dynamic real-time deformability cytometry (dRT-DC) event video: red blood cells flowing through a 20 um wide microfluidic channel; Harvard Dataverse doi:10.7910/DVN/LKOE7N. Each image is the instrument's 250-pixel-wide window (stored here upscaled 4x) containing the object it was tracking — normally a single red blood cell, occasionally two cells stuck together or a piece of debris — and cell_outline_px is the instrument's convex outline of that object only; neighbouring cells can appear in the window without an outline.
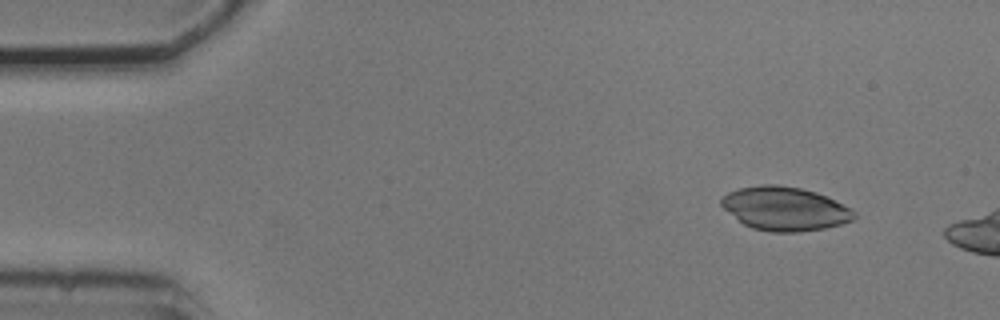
{"species": "common noctule bat (a hibernating species)", "species_latin": "Nyctalus noctula", "temperature_condition": "cold", "stored_images_in_passage": 8, "camera_frame_rate_fps": 3000, "um_per_image_px": 0.085, "animal": {"sex": "male", "body_mass_g": 20.5, "forearm_length_mm": 52.5}, "frame": {"image": 1, "passage_image": 2, "time_ms": 0.333, "image_size_px": [1000, 320], "cell_outline_px": [[856, 216], [852, 220], [840, 224], [824, 228], [796, 232], [768, 232], [752, 228], [744, 224], [724, 208], [720, 204], [720, 200], [728, 192], [740, 188], [760, 184], [776, 184], [800, 188], [816, 192], [852, 208], [856, 212]], "centroid_in_image_um": [66.72, 17.73], "position_along_channel_um": 18.3, "area_um2": 33.7}}